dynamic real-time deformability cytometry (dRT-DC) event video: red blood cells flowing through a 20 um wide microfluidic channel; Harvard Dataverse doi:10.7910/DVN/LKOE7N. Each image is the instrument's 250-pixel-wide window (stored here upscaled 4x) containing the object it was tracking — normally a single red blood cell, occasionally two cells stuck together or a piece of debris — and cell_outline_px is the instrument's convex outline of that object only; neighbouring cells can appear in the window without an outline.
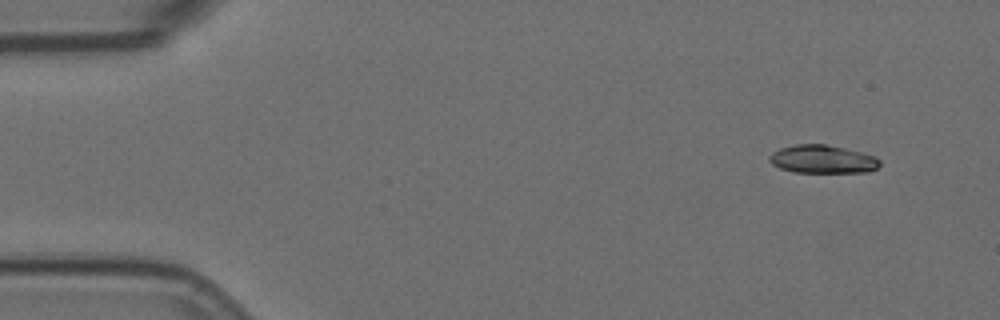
{"species": "Egyptian fruit bat (a non-hibernating species)", "species_latin": "Rousettus aegyptiacus", "temperature_condition": "room temperature", "stored_images_in_passage": 10, "camera_frame_rate_fps": 3000, "um_per_image_px": 0.085, "animal": {"sex": "female"}, "frame": {"image": 1, "passage_image": 1, "time_ms": 0.0, "image_size_px": [1000, 320], "cell_outline_px": [[880, 164], [876, 168], [868, 172], [796, 172], [780, 168], [772, 164], [768, 160], [768, 156], [772, 152], [780, 148], [796, 144], [824, 144], [844, 148], [876, 156], [880, 160]], "centroid_in_image_um": [69.9, 13.53], "position_along_channel_um": 15.1, "area_um2": 18.09}}
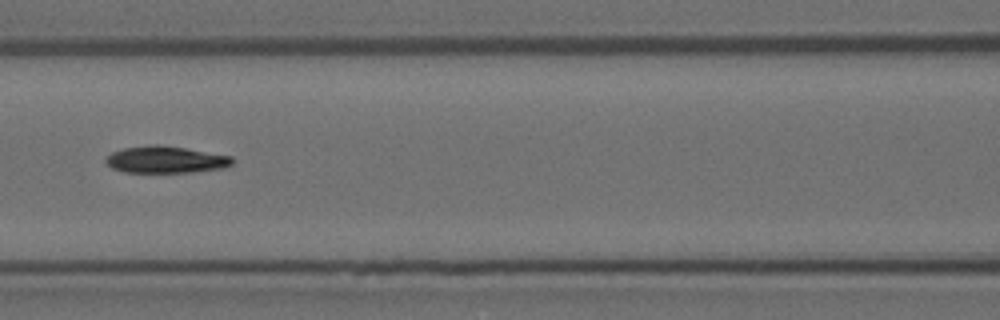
{"frame": {"image": 2, "passage_image": 6, "time_ms": 1.667, "image_size_px": [1000, 320], "cell_outline_px": [[232, 164], [224, 168], [192, 172], [124, 172], [112, 168], [104, 160], [112, 152], [124, 148], [156, 144], [184, 148], [232, 156]], "centroid_in_image_um": [14.08, 13.57], "position_along_channel_um": 152.5, "area_um2": 19.59}}
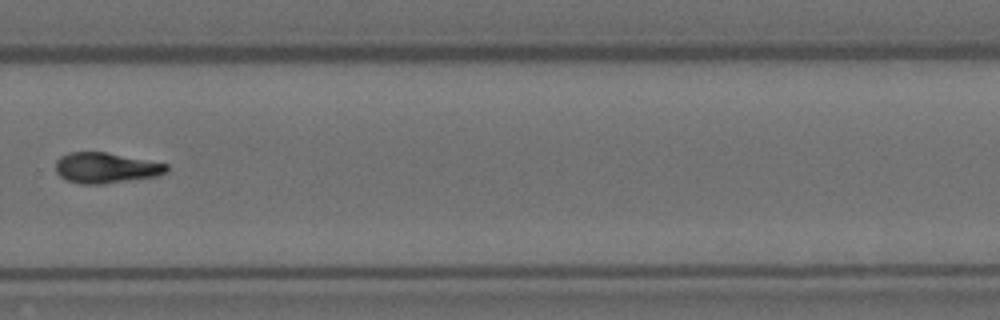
{"frame": {"image": 3, "passage_image": 10, "time_ms": 3.0, "image_size_px": [1000, 320], "cell_outline_px": [[168, 172], [160, 176], [104, 184], [80, 184], [68, 180], [60, 176], [56, 172], [56, 160], [60, 156], [68, 152], [104, 152], [168, 164]], "centroid_in_image_um": [9.01, 14.28], "position_along_channel_um": 320.8, "area_um2": 19.83}}